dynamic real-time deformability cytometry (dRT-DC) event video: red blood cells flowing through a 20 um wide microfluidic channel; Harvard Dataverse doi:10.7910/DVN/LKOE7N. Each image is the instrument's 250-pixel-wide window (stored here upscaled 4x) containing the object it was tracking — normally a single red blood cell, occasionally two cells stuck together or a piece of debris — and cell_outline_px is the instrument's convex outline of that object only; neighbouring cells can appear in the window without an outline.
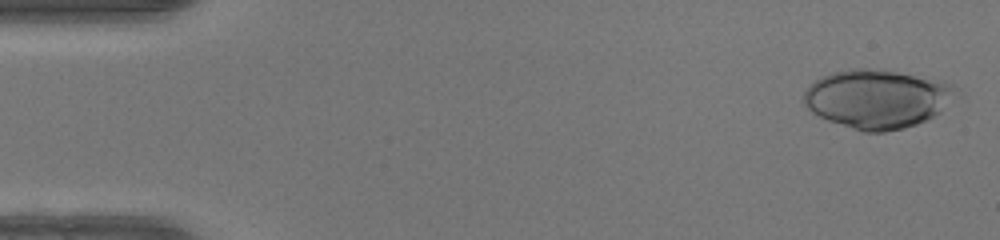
{"species": "human", "species_latin": "Homo sapiens", "temperature_condition": "warm", "stored_images_in_passage": 47, "camera_frame_rate_fps": 3000, "um_per_image_px": 0.085, "donor": {"sex": "female"}, "frame": {"image": 1, "passage_image": 1, "time_ms": 0.0, "image_size_px": [1000, 240], "cell_outline_px": [[960, 96], [940, 112], [928, 120], [904, 128], [884, 132], [864, 132], [828, 120], [812, 112], [804, 104], [804, 92], [816, 80], [832, 72], [852, 68], [868, 68], [896, 72], [952, 84], [960, 88]], "centroid_in_image_um": [74.62, 8.41], "position_along_channel_um": 10.4, "area_um2": 51.96}}
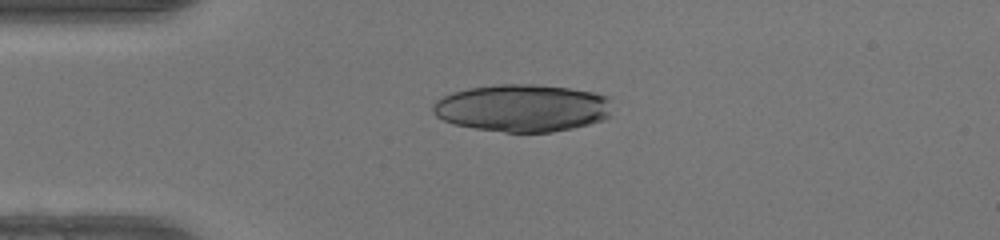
{"frame": {"image": 2, "passage_image": 11, "time_ms": 3.333, "image_size_px": [1000, 240], "cell_outline_px": [[608, 116], [604, 120], [572, 128], [552, 132], [504, 132], [476, 128], [456, 124], [444, 120], [436, 116], [432, 112], [432, 104], [436, 100], [452, 92], [468, 88], [500, 84], [536, 84], [568, 88], [592, 92], [608, 96]], "centroid_in_image_um": [44.36, 9.17], "position_along_channel_um": 40.6, "area_um2": 49.3}}
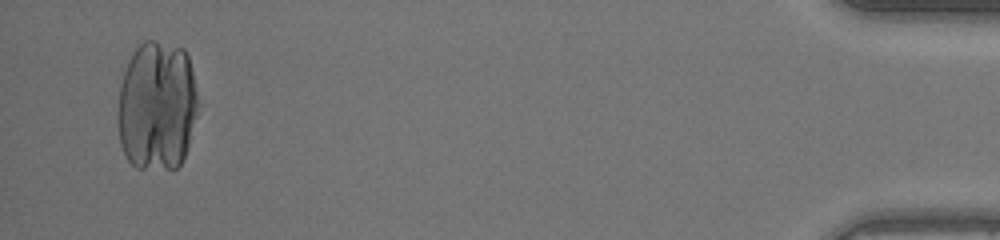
{"frame": {"image": 3, "passage_image": 46, "time_ms": 15.0, "image_size_px": [1000, 240], "cell_outline_px": [[196, 116], [188, 148], [180, 164], [176, 168], [136, 168], [128, 160], [120, 144], [116, 120], [116, 116], [120, 84], [128, 60], [132, 52], [144, 40], [156, 40], [184, 48], [188, 56], [192, 72], [196, 92]], "centroid_in_image_um": [13.3, 8.99], "position_along_channel_um": 421.9, "area_um2": 61.33}}